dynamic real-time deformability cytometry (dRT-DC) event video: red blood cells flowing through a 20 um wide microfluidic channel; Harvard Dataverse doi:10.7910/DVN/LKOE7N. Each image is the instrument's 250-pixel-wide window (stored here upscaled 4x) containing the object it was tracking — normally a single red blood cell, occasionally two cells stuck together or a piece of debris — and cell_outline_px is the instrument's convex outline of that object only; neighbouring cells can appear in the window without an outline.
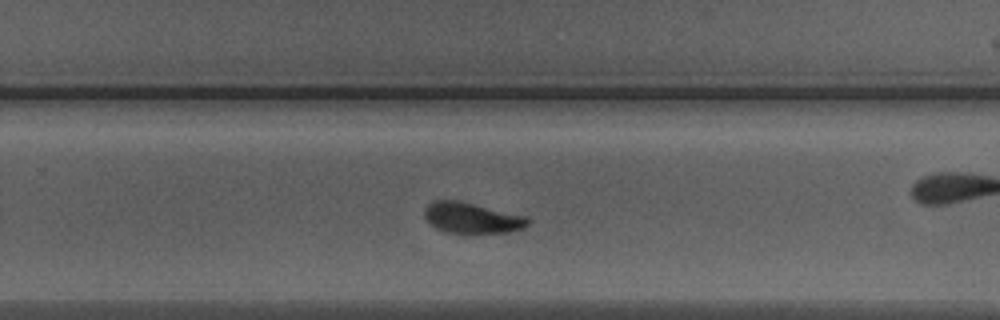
{"species": "Egyptian fruit bat (a non-hibernating species)", "species_latin": "Rousettus aegyptiacus", "temperature_condition": "warm", "stored_images_in_passage": 40, "camera_frame_rate_fps": 3000, "um_per_image_px": 0.085, "animal": {"sex": "male"}, "frame": {"image": 1, "passage_image": 23, "time_ms": 7.333, "image_size_px": [1000, 320], "cell_outline_px": [[532, 220], [524, 228], [508, 232], [448, 232], [436, 228], [424, 216], [424, 208], [432, 200], [460, 200], [528, 216]], "centroid_in_image_um": [40.14, 18.49], "position_along_channel_um": 289.7, "area_um2": 18.55}}
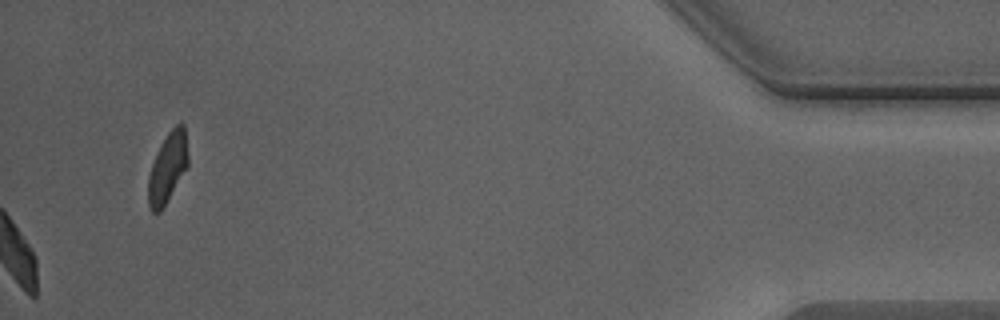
{"frame": {"image": 2, "passage_image": 40, "time_ms": 13.0, "image_size_px": [1000, 320], "cell_outline_px": [[188, 164], [160, 212], [152, 212], [148, 208], [148, 176], [152, 164], [160, 144], [168, 132], [180, 120], [184, 124], [188, 156]], "centroid_in_image_um": [14.23, 14.22], "position_along_channel_um": 421.0, "area_um2": 16.07}, "authors_computed_cell_mechanics": {"area_um2": 18.6694, "velocity_mm_per_s": 4.2518, "shape_relaxation_time_tau1_ms": 2.2201, "shape_relaxation_time_tau2_ms": 1.8679, "deformation_change_tau1": 0.1336, "deformation_change_tau2": 0.076}}